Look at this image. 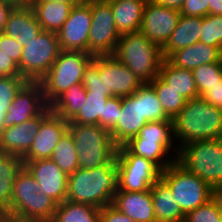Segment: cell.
<instances>
[{
    "label": "cell",
    "mask_w": 222,
    "mask_h": 222,
    "mask_svg": "<svg viewBox=\"0 0 222 222\" xmlns=\"http://www.w3.org/2000/svg\"><path fill=\"white\" fill-rule=\"evenodd\" d=\"M119 190L117 163L94 169L78 168L68 175L66 200L101 209L111 205Z\"/></svg>",
    "instance_id": "1"
},
{
    "label": "cell",
    "mask_w": 222,
    "mask_h": 222,
    "mask_svg": "<svg viewBox=\"0 0 222 222\" xmlns=\"http://www.w3.org/2000/svg\"><path fill=\"white\" fill-rule=\"evenodd\" d=\"M172 123L178 148L192 141L222 138V108L201 96L187 100Z\"/></svg>",
    "instance_id": "2"
},
{
    "label": "cell",
    "mask_w": 222,
    "mask_h": 222,
    "mask_svg": "<svg viewBox=\"0 0 222 222\" xmlns=\"http://www.w3.org/2000/svg\"><path fill=\"white\" fill-rule=\"evenodd\" d=\"M124 145L133 154L153 162L161 171L176 161L179 151L174 138L172 119L147 122L138 135Z\"/></svg>",
    "instance_id": "3"
},
{
    "label": "cell",
    "mask_w": 222,
    "mask_h": 222,
    "mask_svg": "<svg viewBox=\"0 0 222 222\" xmlns=\"http://www.w3.org/2000/svg\"><path fill=\"white\" fill-rule=\"evenodd\" d=\"M144 83L152 82L164 60L162 48L140 31L120 36L113 54Z\"/></svg>",
    "instance_id": "4"
},
{
    "label": "cell",
    "mask_w": 222,
    "mask_h": 222,
    "mask_svg": "<svg viewBox=\"0 0 222 222\" xmlns=\"http://www.w3.org/2000/svg\"><path fill=\"white\" fill-rule=\"evenodd\" d=\"M176 161L212 189L222 186V138L189 142L179 148Z\"/></svg>",
    "instance_id": "5"
},
{
    "label": "cell",
    "mask_w": 222,
    "mask_h": 222,
    "mask_svg": "<svg viewBox=\"0 0 222 222\" xmlns=\"http://www.w3.org/2000/svg\"><path fill=\"white\" fill-rule=\"evenodd\" d=\"M77 150L79 168L94 169L116 162L117 146L108 130L99 125L68 124Z\"/></svg>",
    "instance_id": "6"
},
{
    "label": "cell",
    "mask_w": 222,
    "mask_h": 222,
    "mask_svg": "<svg viewBox=\"0 0 222 222\" xmlns=\"http://www.w3.org/2000/svg\"><path fill=\"white\" fill-rule=\"evenodd\" d=\"M93 58L85 51H60L49 71L38 81L49 106L72 85L82 82L85 68Z\"/></svg>",
    "instance_id": "7"
},
{
    "label": "cell",
    "mask_w": 222,
    "mask_h": 222,
    "mask_svg": "<svg viewBox=\"0 0 222 222\" xmlns=\"http://www.w3.org/2000/svg\"><path fill=\"white\" fill-rule=\"evenodd\" d=\"M18 42L23 46L18 64L19 73L29 82H38L60 54L58 35L42 30L36 39Z\"/></svg>",
    "instance_id": "8"
},
{
    "label": "cell",
    "mask_w": 222,
    "mask_h": 222,
    "mask_svg": "<svg viewBox=\"0 0 222 222\" xmlns=\"http://www.w3.org/2000/svg\"><path fill=\"white\" fill-rule=\"evenodd\" d=\"M161 179L168 185L185 215L212 198L213 189L177 161L161 172Z\"/></svg>",
    "instance_id": "9"
},
{
    "label": "cell",
    "mask_w": 222,
    "mask_h": 222,
    "mask_svg": "<svg viewBox=\"0 0 222 222\" xmlns=\"http://www.w3.org/2000/svg\"><path fill=\"white\" fill-rule=\"evenodd\" d=\"M116 163L119 190L144 192L161 178V170L151 161L133 154L125 145L117 147Z\"/></svg>",
    "instance_id": "10"
},
{
    "label": "cell",
    "mask_w": 222,
    "mask_h": 222,
    "mask_svg": "<svg viewBox=\"0 0 222 222\" xmlns=\"http://www.w3.org/2000/svg\"><path fill=\"white\" fill-rule=\"evenodd\" d=\"M92 25L89 30L88 53L113 55L120 34L117 31L108 0H91Z\"/></svg>",
    "instance_id": "11"
},
{
    "label": "cell",
    "mask_w": 222,
    "mask_h": 222,
    "mask_svg": "<svg viewBox=\"0 0 222 222\" xmlns=\"http://www.w3.org/2000/svg\"><path fill=\"white\" fill-rule=\"evenodd\" d=\"M91 25V0H84L81 4L73 6L69 17L57 33L61 50L88 52Z\"/></svg>",
    "instance_id": "12"
},
{
    "label": "cell",
    "mask_w": 222,
    "mask_h": 222,
    "mask_svg": "<svg viewBox=\"0 0 222 222\" xmlns=\"http://www.w3.org/2000/svg\"><path fill=\"white\" fill-rule=\"evenodd\" d=\"M180 16L178 9L150 0L145 5L139 31L162 48L175 30Z\"/></svg>",
    "instance_id": "13"
},
{
    "label": "cell",
    "mask_w": 222,
    "mask_h": 222,
    "mask_svg": "<svg viewBox=\"0 0 222 222\" xmlns=\"http://www.w3.org/2000/svg\"><path fill=\"white\" fill-rule=\"evenodd\" d=\"M99 74L104 75L106 96L126 97L143 84L141 80L114 55H99Z\"/></svg>",
    "instance_id": "14"
},
{
    "label": "cell",
    "mask_w": 222,
    "mask_h": 222,
    "mask_svg": "<svg viewBox=\"0 0 222 222\" xmlns=\"http://www.w3.org/2000/svg\"><path fill=\"white\" fill-rule=\"evenodd\" d=\"M49 105L47 104L39 82H27L8 108L4 128L21 124L35 116L41 115Z\"/></svg>",
    "instance_id": "15"
},
{
    "label": "cell",
    "mask_w": 222,
    "mask_h": 222,
    "mask_svg": "<svg viewBox=\"0 0 222 222\" xmlns=\"http://www.w3.org/2000/svg\"><path fill=\"white\" fill-rule=\"evenodd\" d=\"M24 167L39 184L38 192L45 193L57 204L67 198L68 175L49 159L23 162Z\"/></svg>",
    "instance_id": "16"
},
{
    "label": "cell",
    "mask_w": 222,
    "mask_h": 222,
    "mask_svg": "<svg viewBox=\"0 0 222 222\" xmlns=\"http://www.w3.org/2000/svg\"><path fill=\"white\" fill-rule=\"evenodd\" d=\"M68 124L69 121L51 112L41 122L32 146L22 157L23 162L49 159L59 140L68 131Z\"/></svg>",
    "instance_id": "17"
},
{
    "label": "cell",
    "mask_w": 222,
    "mask_h": 222,
    "mask_svg": "<svg viewBox=\"0 0 222 222\" xmlns=\"http://www.w3.org/2000/svg\"><path fill=\"white\" fill-rule=\"evenodd\" d=\"M50 106L39 116L21 124L3 128L0 135V152L23 157L33 144L41 122L51 113Z\"/></svg>",
    "instance_id": "18"
},
{
    "label": "cell",
    "mask_w": 222,
    "mask_h": 222,
    "mask_svg": "<svg viewBox=\"0 0 222 222\" xmlns=\"http://www.w3.org/2000/svg\"><path fill=\"white\" fill-rule=\"evenodd\" d=\"M121 114L116 126L110 131L114 144L119 147L138 135L148 122L142 118L141 99L134 94L122 97Z\"/></svg>",
    "instance_id": "19"
},
{
    "label": "cell",
    "mask_w": 222,
    "mask_h": 222,
    "mask_svg": "<svg viewBox=\"0 0 222 222\" xmlns=\"http://www.w3.org/2000/svg\"><path fill=\"white\" fill-rule=\"evenodd\" d=\"M136 222H156L151 190L126 192L118 190L111 204Z\"/></svg>",
    "instance_id": "20"
},
{
    "label": "cell",
    "mask_w": 222,
    "mask_h": 222,
    "mask_svg": "<svg viewBox=\"0 0 222 222\" xmlns=\"http://www.w3.org/2000/svg\"><path fill=\"white\" fill-rule=\"evenodd\" d=\"M167 60L178 68L192 71L204 64L222 62V49L196 42L191 46L174 51Z\"/></svg>",
    "instance_id": "21"
},
{
    "label": "cell",
    "mask_w": 222,
    "mask_h": 222,
    "mask_svg": "<svg viewBox=\"0 0 222 222\" xmlns=\"http://www.w3.org/2000/svg\"><path fill=\"white\" fill-rule=\"evenodd\" d=\"M42 27L31 6H13L10 10L3 33L17 41L36 39Z\"/></svg>",
    "instance_id": "22"
},
{
    "label": "cell",
    "mask_w": 222,
    "mask_h": 222,
    "mask_svg": "<svg viewBox=\"0 0 222 222\" xmlns=\"http://www.w3.org/2000/svg\"><path fill=\"white\" fill-rule=\"evenodd\" d=\"M203 17L181 15L177 26L167 43L162 47V55L167 59L174 51L200 42Z\"/></svg>",
    "instance_id": "23"
},
{
    "label": "cell",
    "mask_w": 222,
    "mask_h": 222,
    "mask_svg": "<svg viewBox=\"0 0 222 222\" xmlns=\"http://www.w3.org/2000/svg\"><path fill=\"white\" fill-rule=\"evenodd\" d=\"M111 4L115 25L118 33H134L140 30L145 1L108 0Z\"/></svg>",
    "instance_id": "24"
},
{
    "label": "cell",
    "mask_w": 222,
    "mask_h": 222,
    "mask_svg": "<svg viewBox=\"0 0 222 222\" xmlns=\"http://www.w3.org/2000/svg\"><path fill=\"white\" fill-rule=\"evenodd\" d=\"M156 222H184L185 214L168 185L160 178L151 186Z\"/></svg>",
    "instance_id": "25"
},
{
    "label": "cell",
    "mask_w": 222,
    "mask_h": 222,
    "mask_svg": "<svg viewBox=\"0 0 222 222\" xmlns=\"http://www.w3.org/2000/svg\"><path fill=\"white\" fill-rule=\"evenodd\" d=\"M23 167L22 157L0 152V212L7 217L10 212L14 181Z\"/></svg>",
    "instance_id": "26"
},
{
    "label": "cell",
    "mask_w": 222,
    "mask_h": 222,
    "mask_svg": "<svg viewBox=\"0 0 222 222\" xmlns=\"http://www.w3.org/2000/svg\"><path fill=\"white\" fill-rule=\"evenodd\" d=\"M38 186V182L23 167L14 181L10 212L7 218L16 220L28 207H31V199L38 191Z\"/></svg>",
    "instance_id": "27"
},
{
    "label": "cell",
    "mask_w": 222,
    "mask_h": 222,
    "mask_svg": "<svg viewBox=\"0 0 222 222\" xmlns=\"http://www.w3.org/2000/svg\"><path fill=\"white\" fill-rule=\"evenodd\" d=\"M31 8L42 30L58 33L69 17L72 6L64 2L33 1Z\"/></svg>",
    "instance_id": "28"
},
{
    "label": "cell",
    "mask_w": 222,
    "mask_h": 222,
    "mask_svg": "<svg viewBox=\"0 0 222 222\" xmlns=\"http://www.w3.org/2000/svg\"><path fill=\"white\" fill-rule=\"evenodd\" d=\"M159 76L170 88L177 91L178 94L187 100L199 96L191 70L178 68L172 65L167 59H164L160 67Z\"/></svg>",
    "instance_id": "29"
},
{
    "label": "cell",
    "mask_w": 222,
    "mask_h": 222,
    "mask_svg": "<svg viewBox=\"0 0 222 222\" xmlns=\"http://www.w3.org/2000/svg\"><path fill=\"white\" fill-rule=\"evenodd\" d=\"M86 88L82 82L72 85L61 94L51 105V111L63 120L70 121L86 102Z\"/></svg>",
    "instance_id": "30"
},
{
    "label": "cell",
    "mask_w": 222,
    "mask_h": 222,
    "mask_svg": "<svg viewBox=\"0 0 222 222\" xmlns=\"http://www.w3.org/2000/svg\"><path fill=\"white\" fill-rule=\"evenodd\" d=\"M100 211L101 209L88 204L65 200L57 204L50 222H99Z\"/></svg>",
    "instance_id": "31"
},
{
    "label": "cell",
    "mask_w": 222,
    "mask_h": 222,
    "mask_svg": "<svg viewBox=\"0 0 222 222\" xmlns=\"http://www.w3.org/2000/svg\"><path fill=\"white\" fill-rule=\"evenodd\" d=\"M86 102L81 110L69 121L73 124L99 125L103 127V110L109 96L86 91Z\"/></svg>",
    "instance_id": "32"
},
{
    "label": "cell",
    "mask_w": 222,
    "mask_h": 222,
    "mask_svg": "<svg viewBox=\"0 0 222 222\" xmlns=\"http://www.w3.org/2000/svg\"><path fill=\"white\" fill-rule=\"evenodd\" d=\"M57 203L45 193L38 191L28 207L16 220L19 222H50L56 211Z\"/></svg>",
    "instance_id": "33"
},
{
    "label": "cell",
    "mask_w": 222,
    "mask_h": 222,
    "mask_svg": "<svg viewBox=\"0 0 222 222\" xmlns=\"http://www.w3.org/2000/svg\"><path fill=\"white\" fill-rule=\"evenodd\" d=\"M50 159L67 175L72 174L79 168L77 150L69 131L59 140Z\"/></svg>",
    "instance_id": "34"
},
{
    "label": "cell",
    "mask_w": 222,
    "mask_h": 222,
    "mask_svg": "<svg viewBox=\"0 0 222 222\" xmlns=\"http://www.w3.org/2000/svg\"><path fill=\"white\" fill-rule=\"evenodd\" d=\"M149 84L154 88L166 115L173 119L184 108L187 99L170 88L159 75Z\"/></svg>",
    "instance_id": "35"
},
{
    "label": "cell",
    "mask_w": 222,
    "mask_h": 222,
    "mask_svg": "<svg viewBox=\"0 0 222 222\" xmlns=\"http://www.w3.org/2000/svg\"><path fill=\"white\" fill-rule=\"evenodd\" d=\"M141 99L142 118L149 121L169 120L154 88L149 83L142 84L134 93Z\"/></svg>",
    "instance_id": "36"
},
{
    "label": "cell",
    "mask_w": 222,
    "mask_h": 222,
    "mask_svg": "<svg viewBox=\"0 0 222 222\" xmlns=\"http://www.w3.org/2000/svg\"><path fill=\"white\" fill-rule=\"evenodd\" d=\"M199 96L222 82V62L201 65L192 70Z\"/></svg>",
    "instance_id": "37"
},
{
    "label": "cell",
    "mask_w": 222,
    "mask_h": 222,
    "mask_svg": "<svg viewBox=\"0 0 222 222\" xmlns=\"http://www.w3.org/2000/svg\"><path fill=\"white\" fill-rule=\"evenodd\" d=\"M200 42L222 49V15L208 14L203 17Z\"/></svg>",
    "instance_id": "38"
},
{
    "label": "cell",
    "mask_w": 222,
    "mask_h": 222,
    "mask_svg": "<svg viewBox=\"0 0 222 222\" xmlns=\"http://www.w3.org/2000/svg\"><path fill=\"white\" fill-rule=\"evenodd\" d=\"M27 82L21 75L0 77V110H8L15 95Z\"/></svg>",
    "instance_id": "39"
},
{
    "label": "cell",
    "mask_w": 222,
    "mask_h": 222,
    "mask_svg": "<svg viewBox=\"0 0 222 222\" xmlns=\"http://www.w3.org/2000/svg\"><path fill=\"white\" fill-rule=\"evenodd\" d=\"M82 84L86 91L106 95L104 75L99 74V55L94 56L93 60L85 68Z\"/></svg>",
    "instance_id": "40"
},
{
    "label": "cell",
    "mask_w": 222,
    "mask_h": 222,
    "mask_svg": "<svg viewBox=\"0 0 222 222\" xmlns=\"http://www.w3.org/2000/svg\"><path fill=\"white\" fill-rule=\"evenodd\" d=\"M184 222H222L218 205L211 198L207 203L189 211Z\"/></svg>",
    "instance_id": "41"
},
{
    "label": "cell",
    "mask_w": 222,
    "mask_h": 222,
    "mask_svg": "<svg viewBox=\"0 0 222 222\" xmlns=\"http://www.w3.org/2000/svg\"><path fill=\"white\" fill-rule=\"evenodd\" d=\"M122 97H110L103 110V128L109 132L116 126L121 114Z\"/></svg>",
    "instance_id": "42"
},
{
    "label": "cell",
    "mask_w": 222,
    "mask_h": 222,
    "mask_svg": "<svg viewBox=\"0 0 222 222\" xmlns=\"http://www.w3.org/2000/svg\"><path fill=\"white\" fill-rule=\"evenodd\" d=\"M23 46L4 33H0V53L9 56L16 64H19Z\"/></svg>",
    "instance_id": "43"
},
{
    "label": "cell",
    "mask_w": 222,
    "mask_h": 222,
    "mask_svg": "<svg viewBox=\"0 0 222 222\" xmlns=\"http://www.w3.org/2000/svg\"><path fill=\"white\" fill-rule=\"evenodd\" d=\"M210 0H185L180 13L183 16L205 17L209 14Z\"/></svg>",
    "instance_id": "44"
},
{
    "label": "cell",
    "mask_w": 222,
    "mask_h": 222,
    "mask_svg": "<svg viewBox=\"0 0 222 222\" xmlns=\"http://www.w3.org/2000/svg\"><path fill=\"white\" fill-rule=\"evenodd\" d=\"M99 222H136L118 211L112 205L101 208Z\"/></svg>",
    "instance_id": "45"
},
{
    "label": "cell",
    "mask_w": 222,
    "mask_h": 222,
    "mask_svg": "<svg viewBox=\"0 0 222 222\" xmlns=\"http://www.w3.org/2000/svg\"><path fill=\"white\" fill-rule=\"evenodd\" d=\"M20 75L18 64L9 56L0 53V77Z\"/></svg>",
    "instance_id": "46"
},
{
    "label": "cell",
    "mask_w": 222,
    "mask_h": 222,
    "mask_svg": "<svg viewBox=\"0 0 222 222\" xmlns=\"http://www.w3.org/2000/svg\"><path fill=\"white\" fill-rule=\"evenodd\" d=\"M201 97L208 103L222 108V82L220 85L210 87V89L205 91Z\"/></svg>",
    "instance_id": "47"
},
{
    "label": "cell",
    "mask_w": 222,
    "mask_h": 222,
    "mask_svg": "<svg viewBox=\"0 0 222 222\" xmlns=\"http://www.w3.org/2000/svg\"><path fill=\"white\" fill-rule=\"evenodd\" d=\"M13 5L5 0H0V33H3L7 16Z\"/></svg>",
    "instance_id": "48"
},
{
    "label": "cell",
    "mask_w": 222,
    "mask_h": 222,
    "mask_svg": "<svg viewBox=\"0 0 222 222\" xmlns=\"http://www.w3.org/2000/svg\"><path fill=\"white\" fill-rule=\"evenodd\" d=\"M165 7H171L180 10L185 0H153Z\"/></svg>",
    "instance_id": "49"
},
{
    "label": "cell",
    "mask_w": 222,
    "mask_h": 222,
    "mask_svg": "<svg viewBox=\"0 0 222 222\" xmlns=\"http://www.w3.org/2000/svg\"><path fill=\"white\" fill-rule=\"evenodd\" d=\"M209 14L222 15V0H210Z\"/></svg>",
    "instance_id": "50"
},
{
    "label": "cell",
    "mask_w": 222,
    "mask_h": 222,
    "mask_svg": "<svg viewBox=\"0 0 222 222\" xmlns=\"http://www.w3.org/2000/svg\"><path fill=\"white\" fill-rule=\"evenodd\" d=\"M212 198L218 205L219 211L222 215V186L213 189Z\"/></svg>",
    "instance_id": "51"
},
{
    "label": "cell",
    "mask_w": 222,
    "mask_h": 222,
    "mask_svg": "<svg viewBox=\"0 0 222 222\" xmlns=\"http://www.w3.org/2000/svg\"><path fill=\"white\" fill-rule=\"evenodd\" d=\"M11 3L13 6H29L33 0H5Z\"/></svg>",
    "instance_id": "52"
},
{
    "label": "cell",
    "mask_w": 222,
    "mask_h": 222,
    "mask_svg": "<svg viewBox=\"0 0 222 222\" xmlns=\"http://www.w3.org/2000/svg\"><path fill=\"white\" fill-rule=\"evenodd\" d=\"M33 1H51V2H64L70 4L72 7L81 4L84 0H33Z\"/></svg>",
    "instance_id": "53"
},
{
    "label": "cell",
    "mask_w": 222,
    "mask_h": 222,
    "mask_svg": "<svg viewBox=\"0 0 222 222\" xmlns=\"http://www.w3.org/2000/svg\"><path fill=\"white\" fill-rule=\"evenodd\" d=\"M7 112L8 110H0V135H1V131L4 128V122H5Z\"/></svg>",
    "instance_id": "54"
},
{
    "label": "cell",
    "mask_w": 222,
    "mask_h": 222,
    "mask_svg": "<svg viewBox=\"0 0 222 222\" xmlns=\"http://www.w3.org/2000/svg\"><path fill=\"white\" fill-rule=\"evenodd\" d=\"M7 219V216L0 212V222H4Z\"/></svg>",
    "instance_id": "55"
},
{
    "label": "cell",
    "mask_w": 222,
    "mask_h": 222,
    "mask_svg": "<svg viewBox=\"0 0 222 222\" xmlns=\"http://www.w3.org/2000/svg\"><path fill=\"white\" fill-rule=\"evenodd\" d=\"M4 222H19V221L14 220V219L7 218Z\"/></svg>",
    "instance_id": "56"
},
{
    "label": "cell",
    "mask_w": 222,
    "mask_h": 222,
    "mask_svg": "<svg viewBox=\"0 0 222 222\" xmlns=\"http://www.w3.org/2000/svg\"><path fill=\"white\" fill-rule=\"evenodd\" d=\"M138 1H145L146 3L149 2L150 0H138Z\"/></svg>",
    "instance_id": "57"
}]
</instances>
